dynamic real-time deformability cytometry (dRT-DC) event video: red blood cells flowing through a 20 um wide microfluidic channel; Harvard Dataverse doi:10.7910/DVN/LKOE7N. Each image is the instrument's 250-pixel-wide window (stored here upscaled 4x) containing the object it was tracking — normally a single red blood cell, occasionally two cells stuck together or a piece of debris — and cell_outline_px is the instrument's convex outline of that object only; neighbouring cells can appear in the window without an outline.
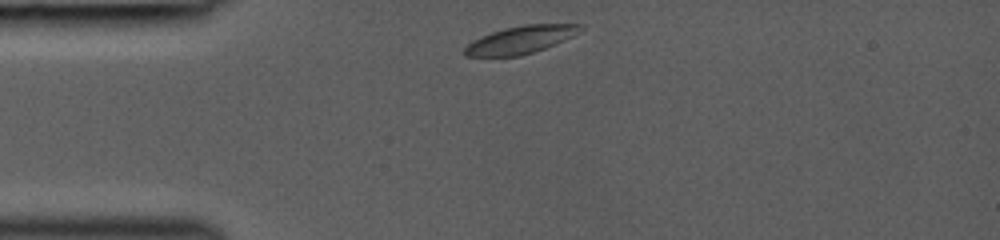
{"species": "common noctule bat (a hibernating species)", "species_latin": "Nyctalus noctula", "temperature_condition": "room temperature", "stored_images_in_passage": 30, "camera_frame_rate_fps": 3000, "um_per_image_px": 0.085, "animal": {"sex": "female", "body_mass_g": 19.0, "forearm_length_mm": 53.3}, "frame": {"image": 1, "passage_image": 1, "time_ms": 0.0, "image_size_px": [1000, 240], "cell_outline_px": [[584, 28], [572, 36], [564, 40], [544, 48], [520, 56], [464, 56], [464, 48], [472, 40], [492, 32], [504, 28], [524, 24], [584, 24]], "centroid_in_image_um": [44.25, 3.37], "position_along_channel_um": 40.8, "area_um2": 18.5}}
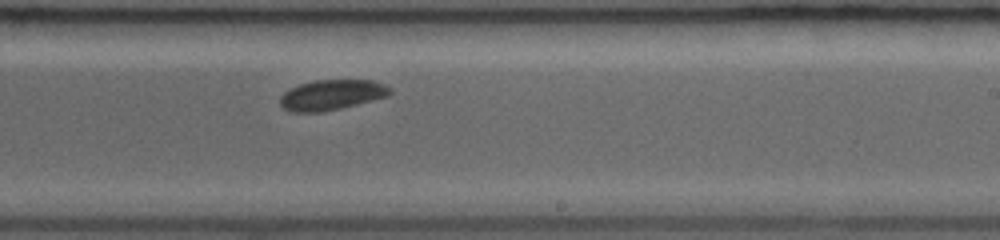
{"frame": {"image": 2, "passage_image": 18, "time_ms": 5.667, "image_size_px": [1000, 240], "cell_outline_px": [[392, 92], [388, 96], [340, 108], [320, 112], [288, 112], [280, 104], [280, 96], [288, 88], [300, 84], [316, 80], [372, 80], [384, 84], [392, 88]], "centroid_in_image_um": [28.17, 8.06], "position_along_channel_um": 260.8, "area_um2": 19.42}}
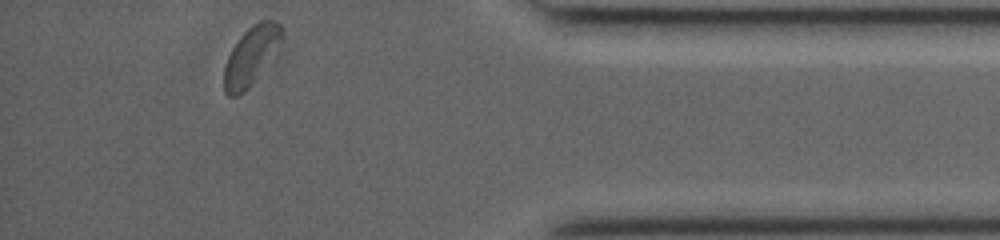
{"frame": {"image": 3, "passage_image": 30, "time_ms": 9.667, "image_size_px": [1000, 240], "cell_outline_px": [[284, 36], [280, 52], [252, 84], [244, 92], [236, 96], [228, 96], [224, 92], [224, 68], [228, 56], [232, 48], [240, 36], [248, 28], [260, 20], [272, 20], [280, 24], [284, 28]], "centroid_in_image_um": [21.42, 4.73], "position_along_channel_um": 413.8, "area_um2": 20.4}}